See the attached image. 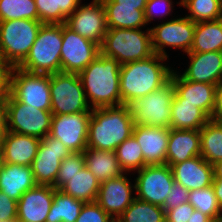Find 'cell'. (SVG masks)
Wrapping results in <instances>:
<instances>
[{
  "label": "cell",
  "instance_id": "4fadbf2b",
  "mask_svg": "<svg viewBox=\"0 0 222 222\" xmlns=\"http://www.w3.org/2000/svg\"><path fill=\"white\" fill-rule=\"evenodd\" d=\"M100 54V45L82 37L63 24L61 47V72L77 73L83 71Z\"/></svg>",
  "mask_w": 222,
  "mask_h": 222
},
{
  "label": "cell",
  "instance_id": "74e56055",
  "mask_svg": "<svg viewBox=\"0 0 222 222\" xmlns=\"http://www.w3.org/2000/svg\"><path fill=\"white\" fill-rule=\"evenodd\" d=\"M188 202L195 210L201 211L211 219L222 217V211L219 208L212 185L189 191Z\"/></svg>",
  "mask_w": 222,
  "mask_h": 222
},
{
  "label": "cell",
  "instance_id": "e0dca14e",
  "mask_svg": "<svg viewBox=\"0 0 222 222\" xmlns=\"http://www.w3.org/2000/svg\"><path fill=\"white\" fill-rule=\"evenodd\" d=\"M127 173L119 177L101 182L96 202L116 220L134 201L136 196H132L134 185L126 176Z\"/></svg>",
  "mask_w": 222,
  "mask_h": 222
},
{
  "label": "cell",
  "instance_id": "d4e9b609",
  "mask_svg": "<svg viewBox=\"0 0 222 222\" xmlns=\"http://www.w3.org/2000/svg\"><path fill=\"white\" fill-rule=\"evenodd\" d=\"M36 185L31 166L3 162L0 190L11 199L18 201L22 194Z\"/></svg>",
  "mask_w": 222,
  "mask_h": 222
},
{
  "label": "cell",
  "instance_id": "f546056e",
  "mask_svg": "<svg viewBox=\"0 0 222 222\" xmlns=\"http://www.w3.org/2000/svg\"><path fill=\"white\" fill-rule=\"evenodd\" d=\"M222 51V18L196 23L190 52Z\"/></svg>",
  "mask_w": 222,
  "mask_h": 222
},
{
  "label": "cell",
  "instance_id": "7a4b0ae2",
  "mask_svg": "<svg viewBox=\"0 0 222 222\" xmlns=\"http://www.w3.org/2000/svg\"><path fill=\"white\" fill-rule=\"evenodd\" d=\"M120 67L115 59L100 53L78 74L92 109L122 105Z\"/></svg>",
  "mask_w": 222,
  "mask_h": 222
},
{
  "label": "cell",
  "instance_id": "9a60e30c",
  "mask_svg": "<svg viewBox=\"0 0 222 222\" xmlns=\"http://www.w3.org/2000/svg\"><path fill=\"white\" fill-rule=\"evenodd\" d=\"M91 113L52 115L50 135L57 138L70 152L87 149Z\"/></svg>",
  "mask_w": 222,
  "mask_h": 222
},
{
  "label": "cell",
  "instance_id": "9f6ffc18",
  "mask_svg": "<svg viewBox=\"0 0 222 222\" xmlns=\"http://www.w3.org/2000/svg\"><path fill=\"white\" fill-rule=\"evenodd\" d=\"M209 222H222V217L216 218V219H211Z\"/></svg>",
  "mask_w": 222,
  "mask_h": 222
},
{
  "label": "cell",
  "instance_id": "3957f363",
  "mask_svg": "<svg viewBox=\"0 0 222 222\" xmlns=\"http://www.w3.org/2000/svg\"><path fill=\"white\" fill-rule=\"evenodd\" d=\"M133 116L127 105L92 109L87 148L115 151L132 135Z\"/></svg>",
  "mask_w": 222,
  "mask_h": 222
},
{
  "label": "cell",
  "instance_id": "7402d4cb",
  "mask_svg": "<svg viewBox=\"0 0 222 222\" xmlns=\"http://www.w3.org/2000/svg\"><path fill=\"white\" fill-rule=\"evenodd\" d=\"M174 181L191 190H199L213 183V165L201 155L171 166Z\"/></svg>",
  "mask_w": 222,
  "mask_h": 222
},
{
  "label": "cell",
  "instance_id": "681fc988",
  "mask_svg": "<svg viewBox=\"0 0 222 222\" xmlns=\"http://www.w3.org/2000/svg\"><path fill=\"white\" fill-rule=\"evenodd\" d=\"M211 218L205 214H203L201 211L194 210L191 215L188 222H209Z\"/></svg>",
  "mask_w": 222,
  "mask_h": 222
},
{
  "label": "cell",
  "instance_id": "ffe728a7",
  "mask_svg": "<svg viewBox=\"0 0 222 222\" xmlns=\"http://www.w3.org/2000/svg\"><path fill=\"white\" fill-rule=\"evenodd\" d=\"M132 135L142 149L144 166L166 164L170 128L134 125Z\"/></svg>",
  "mask_w": 222,
  "mask_h": 222
},
{
  "label": "cell",
  "instance_id": "d6a6232c",
  "mask_svg": "<svg viewBox=\"0 0 222 222\" xmlns=\"http://www.w3.org/2000/svg\"><path fill=\"white\" fill-rule=\"evenodd\" d=\"M83 205V201L56 189L46 222H76Z\"/></svg>",
  "mask_w": 222,
  "mask_h": 222
},
{
  "label": "cell",
  "instance_id": "ba28073f",
  "mask_svg": "<svg viewBox=\"0 0 222 222\" xmlns=\"http://www.w3.org/2000/svg\"><path fill=\"white\" fill-rule=\"evenodd\" d=\"M50 94L53 115L92 113L77 73L50 74Z\"/></svg>",
  "mask_w": 222,
  "mask_h": 222
},
{
  "label": "cell",
  "instance_id": "ac0fdd59",
  "mask_svg": "<svg viewBox=\"0 0 222 222\" xmlns=\"http://www.w3.org/2000/svg\"><path fill=\"white\" fill-rule=\"evenodd\" d=\"M56 189L50 185H36L17 201L18 222H46Z\"/></svg>",
  "mask_w": 222,
  "mask_h": 222
},
{
  "label": "cell",
  "instance_id": "44dd1931",
  "mask_svg": "<svg viewBox=\"0 0 222 222\" xmlns=\"http://www.w3.org/2000/svg\"><path fill=\"white\" fill-rule=\"evenodd\" d=\"M190 64L184 73V79L218 85L222 81V51L188 52Z\"/></svg>",
  "mask_w": 222,
  "mask_h": 222
},
{
  "label": "cell",
  "instance_id": "7dc6e473",
  "mask_svg": "<svg viewBox=\"0 0 222 222\" xmlns=\"http://www.w3.org/2000/svg\"><path fill=\"white\" fill-rule=\"evenodd\" d=\"M118 6L135 7L137 10H145L147 0H113Z\"/></svg>",
  "mask_w": 222,
  "mask_h": 222
},
{
  "label": "cell",
  "instance_id": "f35d334b",
  "mask_svg": "<svg viewBox=\"0 0 222 222\" xmlns=\"http://www.w3.org/2000/svg\"><path fill=\"white\" fill-rule=\"evenodd\" d=\"M85 167L83 152H72L68 157L61 161L58 176L55 181V189H60L66 184L70 177Z\"/></svg>",
  "mask_w": 222,
  "mask_h": 222
},
{
  "label": "cell",
  "instance_id": "11a10c76",
  "mask_svg": "<svg viewBox=\"0 0 222 222\" xmlns=\"http://www.w3.org/2000/svg\"><path fill=\"white\" fill-rule=\"evenodd\" d=\"M3 165V154H2V149H0V170L2 169Z\"/></svg>",
  "mask_w": 222,
  "mask_h": 222
},
{
  "label": "cell",
  "instance_id": "836d02e7",
  "mask_svg": "<svg viewBox=\"0 0 222 222\" xmlns=\"http://www.w3.org/2000/svg\"><path fill=\"white\" fill-rule=\"evenodd\" d=\"M115 222H165V210L161 206L135 198Z\"/></svg>",
  "mask_w": 222,
  "mask_h": 222
},
{
  "label": "cell",
  "instance_id": "c3c4849f",
  "mask_svg": "<svg viewBox=\"0 0 222 222\" xmlns=\"http://www.w3.org/2000/svg\"><path fill=\"white\" fill-rule=\"evenodd\" d=\"M212 187L219 205V208L222 211V179L213 178Z\"/></svg>",
  "mask_w": 222,
  "mask_h": 222
},
{
  "label": "cell",
  "instance_id": "7bdbcfd3",
  "mask_svg": "<svg viewBox=\"0 0 222 222\" xmlns=\"http://www.w3.org/2000/svg\"><path fill=\"white\" fill-rule=\"evenodd\" d=\"M194 207L189 203L180 204L173 209L165 210V222H188Z\"/></svg>",
  "mask_w": 222,
  "mask_h": 222
},
{
  "label": "cell",
  "instance_id": "4316f807",
  "mask_svg": "<svg viewBox=\"0 0 222 222\" xmlns=\"http://www.w3.org/2000/svg\"><path fill=\"white\" fill-rule=\"evenodd\" d=\"M106 14L107 28L141 29L147 23L144 10L135 7L118 6L113 0H101Z\"/></svg>",
  "mask_w": 222,
  "mask_h": 222
},
{
  "label": "cell",
  "instance_id": "e575fe53",
  "mask_svg": "<svg viewBox=\"0 0 222 222\" xmlns=\"http://www.w3.org/2000/svg\"><path fill=\"white\" fill-rule=\"evenodd\" d=\"M178 4L187 8L186 17L195 23L222 18V0H180Z\"/></svg>",
  "mask_w": 222,
  "mask_h": 222
},
{
  "label": "cell",
  "instance_id": "603a6c76",
  "mask_svg": "<svg viewBox=\"0 0 222 222\" xmlns=\"http://www.w3.org/2000/svg\"><path fill=\"white\" fill-rule=\"evenodd\" d=\"M41 139L6 131L2 143L3 162L31 166Z\"/></svg>",
  "mask_w": 222,
  "mask_h": 222
},
{
  "label": "cell",
  "instance_id": "f1b7e54d",
  "mask_svg": "<svg viewBox=\"0 0 222 222\" xmlns=\"http://www.w3.org/2000/svg\"><path fill=\"white\" fill-rule=\"evenodd\" d=\"M100 182L85 166L82 170L70 177L60 190L84 203L96 202Z\"/></svg>",
  "mask_w": 222,
  "mask_h": 222
},
{
  "label": "cell",
  "instance_id": "ee69618b",
  "mask_svg": "<svg viewBox=\"0 0 222 222\" xmlns=\"http://www.w3.org/2000/svg\"><path fill=\"white\" fill-rule=\"evenodd\" d=\"M17 219V201L0 190V221Z\"/></svg>",
  "mask_w": 222,
  "mask_h": 222
},
{
  "label": "cell",
  "instance_id": "f907efd6",
  "mask_svg": "<svg viewBox=\"0 0 222 222\" xmlns=\"http://www.w3.org/2000/svg\"><path fill=\"white\" fill-rule=\"evenodd\" d=\"M0 128H6V102L0 99Z\"/></svg>",
  "mask_w": 222,
  "mask_h": 222
},
{
  "label": "cell",
  "instance_id": "2e32d148",
  "mask_svg": "<svg viewBox=\"0 0 222 222\" xmlns=\"http://www.w3.org/2000/svg\"><path fill=\"white\" fill-rule=\"evenodd\" d=\"M65 25L82 37L101 45L107 33L105 8L101 0L80 5L66 18Z\"/></svg>",
  "mask_w": 222,
  "mask_h": 222
},
{
  "label": "cell",
  "instance_id": "b9f144b4",
  "mask_svg": "<svg viewBox=\"0 0 222 222\" xmlns=\"http://www.w3.org/2000/svg\"><path fill=\"white\" fill-rule=\"evenodd\" d=\"M189 190L183 187L181 184L174 182L168 196L165 198L163 205L164 210H170L188 202Z\"/></svg>",
  "mask_w": 222,
  "mask_h": 222
},
{
  "label": "cell",
  "instance_id": "1f68e13d",
  "mask_svg": "<svg viewBox=\"0 0 222 222\" xmlns=\"http://www.w3.org/2000/svg\"><path fill=\"white\" fill-rule=\"evenodd\" d=\"M199 131L200 155L209 164L222 160V123L209 119Z\"/></svg>",
  "mask_w": 222,
  "mask_h": 222
},
{
  "label": "cell",
  "instance_id": "52a82bcc",
  "mask_svg": "<svg viewBox=\"0 0 222 222\" xmlns=\"http://www.w3.org/2000/svg\"><path fill=\"white\" fill-rule=\"evenodd\" d=\"M42 24L29 19L0 21V48L11 67H17L27 57Z\"/></svg>",
  "mask_w": 222,
  "mask_h": 222
},
{
  "label": "cell",
  "instance_id": "5bb4252c",
  "mask_svg": "<svg viewBox=\"0 0 222 222\" xmlns=\"http://www.w3.org/2000/svg\"><path fill=\"white\" fill-rule=\"evenodd\" d=\"M71 153L60 140L50 134L41 139L37 154L31 164L36 184L50 185L55 188L61 161Z\"/></svg>",
  "mask_w": 222,
  "mask_h": 222
},
{
  "label": "cell",
  "instance_id": "8d00e7d4",
  "mask_svg": "<svg viewBox=\"0 0 222 222\" xmlns=\"http://www.w3.org/2000/svg\"><path fill=\"white\" fill-rule=\"evenodd\" d=\"M38 20L35 0H0V21Z\"/></svg>",
  "mask_w": 222,
  "mask_h": 222
},
{
  "label": "cell",
  "instance_id": "ab89813d",
  "mask_svg": "<svg viewBox=\"0 0 222 222\" xmlns=\"http://www.w3.org/2000/svg\"><path fill=\"white\" fill-rule=\"evenodd\" d=\"M76 222H115L97 202L84 203Z\"/></svg>",
  "mask_w": 222,
  "mask_h": 222
},
{
  "label": "cell",
  "instance_id": "60d3db41",
  "mask_svg": "<svg viewBox=\"0 0 222 222\" xmlns=\"http://www.w3.org/2000/svg\"><path fill=\"white\" fill-rule=\"evenodd\" d=\"M172 3L171 0H147L144 10L146 23L152 21L155 16H168L173 9Z\"/></svg>",
  "mask_w": 222,
  "mask_h": 222
},
{
  "label": "cell",
  "instance_id": "8fae6325",
  "mask_svg": "<svg viewBox=\"0 0 222 222\" xmlns=\"http://www.w3.org/2000/svg\"><path fill=\"white\" fill-rule=\"evenodd\" d=\"M195 27L196 23L185 16L171 19L150 28L154 53L168 58L164 48L166 46L182 49L185 53L190 52Z\"/></svg>",
  "mask_w": 222,
  "mask_h": 222
},
{
  "label": "cell",
  "instance_id": "30bf717a",
  "mask_svg": "<svg viewBox=\"0 0 222 222\" xmlns=\"http://www.w3.org/2000/svg\"><path fill=\"white\" fill-rule=\"evenodd\" d=\"M9 93L21 103L51 111L50 74L29 73L12 67Z\"/></svg>",
  "mask_w": 222,
  "mask_h": 222
},
{
  "label": "cell",
  "instance_id": "4dcf8cb0",
  "mask_svg": "<svg viewBox=\"0 0 222 222\" xmlns=\"http://www.w3.org/2000/svg\"><path fill=\"white\" fill-rule=\"evenodd\" d=\"M38 20L46 24H65L81 0H35Z\"/></svg>",
  "mask_w": 222,
  "mask_h": 222
},
{
  "label": "cell",
  "instance_id": "f6af8a7d",
  "mask_svg": "<svg viewBox=\"0 0 222 222\" xmlns=\"http://www.w3.org/2000/svg\"><path fill=\"white\" fill-rule=\"evenodd\" d=\"M11 69L10 65H0V99L9 95Z\"/></svg>",
  "mask_w": 222,
  "mask_h": 222
},
{
  "label": "cell",
  "instance_id": "9c48e42d",
  "mask_svg": "<svg viewBox=\"0 0 222 222\" xmlns=\"http://www.w3.org/2000/svg\"><path fill=\"white\" fill-rule=\"evenodd\" d=\"M6 102V130L43 139L50 134L52 112L17 101L10 93Z\"/></svg>",
  "mask_w": 222,
  "mask_h": 222
},
{
  "label": "cell",
  "instance_id": "cb8c5ba5",
  "mask_svg": "<svg viewBox=\"0 0 222 222\" xmlns=\"http://www.w3.org/2000/svg\"><path fill=\"white\" fill-rule=\"evenodd\" d=\"M199 130L170 129L166 152V164L170 167L200 155Z\"/></svg>",
  "mask_w": 222,
  "mask_h": 222
},
{
  "label": "cell",
  "instance_id": "f5cc1de1",
  "mask_svg": "<svg viewBox=\"0 0 222 222\" xmlns=\"http://www.w3.org/2000/svg\"><path fill=\"white\" fill-rule=\"evenodd\" d=\"M6 131H7L6 128H0V149H2V143H3Z\"/></svg>",
  "mask_w": 222,
  "mask_h": 222
},
{
  "label": "cell",
  "instance_id": "6da1fadb",
  "mask_svg": "<svg viewBox=\"0 0 222 222\" xmlns=\"http://www.w3.org/2000/svg\"><path fill=\"white\" fill-rule=\"evenodd\" d=\"M167 57L152 56L120 67V94L122 105L162 88L170 81L172 69L162 63Z\"/></svg>",
  "mask_w": 222,
  "mask_h": 222
},
{
  "label": "cell",
  "instance_id": "6f0895ef",
  "mask_svg": "<svg viewBox=\"0 0 222 222\" xmlns=\"http://www.w3.org/2000/svg\"><path fill=\"white\" fill-rule=\"evenodd\" d=\"M0 222H18L17 219L9 220V221H0Z\"/></svg>",
  "mask_w": 222,
  "mask_h": 222
},
{
  "label": "cell",
  "instance_id": "83f0119b",
  "mask_svg": "<svg viewBox=\"0 0 222 222\" xmlns=\"http://www.w3.org/2000/svg\"><path fill=\"white\" fill-rule=\"evenodd\" d=\"M209 119L210 117L194 104L179 102L173 97L170 129L200 130Z\"/></svg>",
  "mask_w": 222,
  "mask_h": 222
},
{
  "label": "cell",
  "instance_id": "bcb514c9",
  "mask_svg": "<svg viewBox=\"0 0 222 222\" xmlns=\"http://www.w3.org/2000/svg\"><path fill=\"white\" fill-rule=\"evenodd\" d=\"M210 119L222 123V81L216 85L215 108Z\"/></svg>",
  "mask_w": 222,
  "mask_h": 222
},
{
  "label": "cell",
  "instance_id": "d6986e66",
  "mask_svg": "<svg viewBox=\"0 0 222 222\" xmlns=\"http://www.w3.org/2000/svg\"><path fill=\"white\" fill-rule=\"evenodd\" d=\"M173 70L170 80L175 86L174 97L202 109L210 118L215 108L216 85L184 79Z\"/></svg>",
  "mask_w": 222,
  "mask_h": 222
},
{
  "label": "cell",
  "instance_id": "8992f818",
  "mask_svg": "<svg viewBox=\"0 0 222 222\" xmlns=\"http://www.w3.org/2000/svg\"><path fill=\"white\" fill-rule=\"evenodd\" d=\"M174 94L175 86L170 80L162 88L130 101L127 106L134 125L170 128Z\"/></svg>",
  "mask_w": 222,
  "mask_h": 222
},
{
  "label": "cell",
  "instance_id": "277c9868",
  "mask_svg": "<svg viewBox=\"0 0 222 222\" xmlns=\"http://www.w3.org/2000/svg\"><path fill=\"white\" fill-rule=\"evenodd\" d=\"M63 24L43 23L27 57L17 66L29 73L61 72Z\"/></svg>",
  "mask_w": 222,
  "mask_h": 222
},
{
  "label": "cell",
  "instance_id": "db71d44e",
  "mask_svg": "<svg viewBox=\"0 0 222 222\" xmlns=\"http://www.w3.org/2000/svg\"><path fill=\"white\" fill-rule=\"evenodd\" d=\"M0 65H9V64L5 61V59H4V57H3L1 48H0Z\"/></svg>",
  "mask_w": 222,
  "mask_h": 222
},
{
  "label": "cell",
  "instance_id": "5b68a950",
  "mask_svg": "<svg viewBox=\"0 0 222 222\" xmlns=\"http://www.w3.org/2000/svg\"><path fill=\"white\" fill-rule=\"evenodd\" d=\"M100 53L120 65L146 59L154 54L151 31L141 29H108L100 45Z\"/></svg>",
  "mask_w": 222,
  "mask_h": 222
},
{
  "label": "cell",
  "instance_id": "816d5d0a",
  "mask_svg": "<svg viewBox=\"0 0 222 222\" xmlns=\"http://www.w3.org/2000/svg\"><path fill=\"white\" fill-rule=\"evenodd\" d=\"M212 165H213L214 178L222 179V160H219Z\"/></svg>",
  "mask_w": 222,
  "mask_h": 222
},
{
  "label": "cell",
  "instance_id": "d590c367",
  "mask_svg": "<svg viewBox=\"0 0 222 222\" xmlns=\"http://www.w3.org/2000/svg\"><path fill=\"white\" fill-rule=\"evenodd\" d=\"M121 169L127 173L144 167L143 152L133 135L123 141L115 150Z\"/></svg>",
  "mask_w": 222,
  "mask_h": 222
},
{
  "label": "cell",
  "instance_id": "7c38bea8",
  "mask_svg": "<svg viewBox=\"0 0 222 222\" xmlns=\"http://www.w3.org/2000/svg\"><path fill=\"white\" fill-rule=\"evenodd\" d=\"M135 178L136 198L162 206L174 184L171 167L167 164L147 165Z\"/></svg>",
  "mask_w": 222,
  "mask_h": 222
},
{
  "label": "cell",
  "instance_id": "484cf974",
  "mask_svg": "<svg viewBox=\"0 0 222 222\" xmlns=\"http://www.w3.org/2000/svg\"><path fill=\"white\" fill-rule=\"evenodd\" d=\"M83 154L85 166L100 183L125 173L119 165L115 151L87 148Z\"/></svg>",
  "mask_w": 222,
  "mask_h": 222
}]
</instances>
